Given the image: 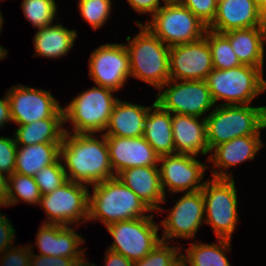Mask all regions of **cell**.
<instances>
[{
  "instance_id": "cell-15",
  "label": "cell",
  "mask_w": 266,
  "mask_h": 266,
  "mask_svg": "<svg viewBox=\"0 0 266 266\" xmlns=\"http://www.w3.org/2000/svg\"><path fill=\"white\" fill-rule=\"evenodd\" d=\"M205 221L204 199L202 191L185 192L171 208L167 218L160 223L163 233L162 241L171 243L169 239H193Z\"/></svg>"
},
{
  "instance_id": "cell-8",
  "label": "cell",
  "mask_w": 266,
  "mask_h": 266,
  "mask_svg": "<svg viewBox=\"0 0 266 266\" xmlns=\"http://www.w3.org/2000/svg\"><path fill=\"white\" fill-rule=\"evenodd\" d=\"M142 25L168 47L194 42L207 30V26L181 3H164L152 19Z\"/></svg>"
},
{
  "instance_id": "cell-2",
  "label": "cell",
  "mask_w": 266,
  "mask_h": 266,
  "mask_svg": "<svg viewBox=\"0 0 266 266\" xmlns=\"http://www.w3.org/2000/svg\"><path fill=\"white\" fill-rule=\"evenodd\" d=\"M89 192L88 219L110 224L148 217L152 210L117 177L97 183Z\"/></svg>"
},
{
  "instance_id": "cell-26",
  "label": "cell",
  "mask_w": 266,
  "mask_h": 266,
  "mask_svg": "<svg viewBox=\"0 0 266 266\" xmlns=\"http://www.w3.org/2000/svg\"><path fill=\"white\" fill-rule=\"evenodd\" d=\"M78 34L60 24H51L40 28L34 35V55L46 58H61L66 56L74 46Z\"/></svg>"
},
{
  "instance_id": "cell-13",
  "label": "cell",
  "mask_w": 266,
  "mask_h": 266,
  "mask_svg": "<svg viewBox=\"0 0 266 266\" xmlns=\"http://www.w3.org/2000/svg\"><path fill=\"white\" fill-rule=\"evenodd\" d=\"M89 61V76L97 86L117 92L131 76L125 44L107 43L97 47Z\"/></svg>"
},
{
  "instance_id": "cell-14",
  "label": "cell",
  "mask_w": 266,
  "mask_h": 266,
  "mask_svg": "<svg viewBox=\"0 0 266 266\" xmlns=\"http://www.w3.org/2000/svg\"><path fill=\"white\" fill-rule=\"evenodd\" d=\"M196 156L187 154L164 155L159 158L161 186L166 197V190L171 195L180 192H196L203 188L201 183L208 168Z\"/></svg>"
},
{
  "instance_id": "cell-18",
  "label": "cell",
  "mask_w": 266,
  "mask_h": 266,
  "mask_svg": "<svg viewBox=\"0 0 266 266\" xmlns=\"http://www.w3.org/2000/svg\"><path fill=\"white\" fill-rule=\"evenodd\" d=\"M253 27H266V14L253 0H221L217 1L216 16L207 29L226 33Z\"/></svg>"
},
{
  "instance_id": "cell-12",
  "label": "cell",
  "mask_w": 266,
  "mask_h": 266,
  "mask_svg": "<svg viewBox=\"0 0 266 266\" xmlns=\"http://www.w3.org/2000/svg\"><path fill=\"white\" fill-rule=\"evenodd\" d=\"M11 120L17 125L46 118H63V108L48 90L22 84L7 90Z\"/></svg>"
},
{
  "instance_id": "cell-27",
  "label": "cell",
  "mask_w": 266,
  "mask_h": 266,
  "mask_svg": "<svg viewBox=\"0 0 266 266\" xmlns=\"http://www.w3.org/2000/svg\"><path fill=\"white\" fill-rule=\"evenodd\" d=\"M61 143H37L18 146L15 159V173L36 175L43 167L55 163L60 158Z\"/></svg>"
},
{
  "instance_id": "cell-35",
  "label": "cell",
  "mask_w": 266,
  "mask_h": 266,
  "mask_svg": "<svg viewBox=\"0 0 266 266\" xmlns=\"http://www.w3.org/2000/svg\"><path fill=\"white\" fill-rule=\"evenodd\" d=\"M33 177L42 196L53 192L67 181L66 173L60 158L55 163L43 167Z\"/></svg>"
},
{
  "instance_id": "cell-39",
  "label": "cell",
  "mask_w": 266,
  "mask_h": 266,
  "mask_svg": "<svg viewBox=\"0 0 266 266\" xmlns=\"http://www.w3.org/2000/svg\"><path fill=\"white\" fill-rule=\"evenodd\" d=\"M7 219L6 214L3 215L0 211V254L12 247V242L15 241V228Z\"/></svg>"
},
{
  "instance_id": "cell-29",
  "label": "cell",
  "mask_w": 266,
  "mask_h": 266,
  "mask_svg": "<svg viewBox=\"0 0 266 266\" xmlns=\"http://www.w3.org/2000/svg\"><path fill=\"white\" fill-rule=\"evenodd\" d=\"M232 240L217 239L216 243L190 242L186 254H181L184 266H231L226 252L231 251Z\"/></svg>"
},
{
  "instance_id": "cell-28",
  "label": "cell",
  "mask_w": 266,
  "mask_h": 266,
  "mask_svg": "<svg viewBox=\"0 0 266 266\" xmlns=\"http://www.w3.org/2000/svg\"><path fill=\"white\" fill-rule=\"evenodd\" d=\"M14 131L17 146L37 143H62L65 133L63 118H46L30 124L18 125Z\"/></svg>"
},
{
  "instance_id": "cell-48",
  "label": "cell",
  "mask_w": 266,
  "mask_h": 266,
  "mask_svg": "<svg viewBox=\"0 0 266 266\" xmlns=\"http://www.w3.org/2000/svg\"><path fill=\"white\" fill-rule=\"evenodd\" d=\"M182 0H162L163 4L164 3H181Z\"/></svg>"
},
{
  "instance_id": "cell-6",
  "label": "cell",
  "mask_w": 266,
  "mask_h": 266,
  "mask_svg": "<svg viewBox=\"0 0 266 266\" xmlns=\"http://www.w3.org/2000/svg\"><path fill=\"white\" fill-rule=\"evenodd\" d=\"M113 90L94 86L72 98L63 109L64 124L71 122L73 130L65 132L80 134L104 133L118 98Z\"/></svg>"
},
{
  "instance_id": "cell-23",
  "label": "cell",
  "mask_w": 266,
  "mask_h": 266,
  "mask_svg": "<svg viewBox=\"0 0 266 266\" xmlns=\"http://www.w3.org/2000/svg\"><path fill=\"white\" fill-rule=\"evenodd\" d=\"M242 64L260 68L264 65L266 27L242 28L222 33Z\"/></svg>"
},
{
  "instance_id": "cell-4",
  "label": "cell",
  "mask_w": 266,
  "mask_h": 266,
  "mask_svg": "<svg viewBox=\"0 0 266 266\" xmlns=\"http://www.w3.org/2000/svg\"><path fill=\"white\" fill-rule=\"evenodd\" d=\"M138 34L126 37L125 47L129 54L131 77L160 89L170 80L169 49L158 37L153 35L141 22Z\"/></svg>"
},
{
  "instance_id": "cell-41",
  "label": "cell",
  "mask_w": 266,
  "mask_h": 266,
  "mask_svg": "<svg viewBox=\"0 0 266 266\" xmlns=\"http://www.w3.org/2000/svg\"><path fill=\"white\" fill-rule=\"evenodd\" d=\"M129 5L140 15L149 13L153 16L162 6L160 0H127ZM162 1V0H161Z\"/></svg>"
},
{
  "instance_id": "cell-9",
  "label": "cell",
  "mask_w": 266,
  "mask_h": 266,
  "mask_svg": "<svg viewBox=\"0 0 266 266\" xmlns=\"http://www.w3.org/2000/svg\"><path fill=\"white\" fill-rule=\"evenodd\" d=\"M153 218L152 213L148 217L119 221L107 226L113 238V243L107 249L133 262L144 258L162 241L158 236L160 225Z\"/></svg>"
},
{
  "instance_id": "cell-44",
  "label": "cell",
  "mask_w": 266,
  "mask_h": 266,
  "mask_svg": "<svg viewBox=\"0 0 266 266\" xmlns=\"http://www.w3.org/2000/svg\"><path fill=\"white\" fill-rule=\"evenodd\" d=\"M8 207L7 201V178L0 175V208Z\"/></svg>"
},
{
  "instance_id": "cell-37",
  "label": "cell",
  "mask_w": 266,
  "mask_h": 266,
  "mask_svg": "<svg viewBox=\"0 0 266 266\" xmlns=\"http://www.w3.org/2000/svg\"><path fill=\"white\" fill-rule=\"evenodd\" d=\"M181 4L191 10L207 27L216 16L217 0H182Z\"/></svg>"
},
{
  "instance_id": "cell-36",
  "label": "cell",
  "mask_w": 266,
  "mask_h": 266,
  "mask_svg": "<svg viewBox=\"0 0 266 266\" xmlns=\"http://www.w3.org/2000/svg\"><path fill=\"white\" fill-rule=\"evenodd\" d=\"M17 144L14 136H0V175L8 178L15 172Z\"/></svg>"
},
{
  "instance_id": "cell-7",
  "label": "cell",
  "mask_w": 266,
  "mask_h": 266,
  "mask_svg": "<svg viewBox=\"0 0 266 266\" xmlns=\"http://www.w3.org/2000/svg\"><path fill=\"white\" fill-rule=\"evenodd\" d=\"M201 191L204 199V222L212 226L216 239L231 240L239 220L234 178L205 180Z\"/></svg>"
},
{
  "instance_id": "cell-20",
  "label": "cell",
  "mask_w": 266,
  "mask_h": 266,
  "mask_svg": "<svg viewBox=\"0 0 266 266\" xmlns=\"http://www.w3.org/2000/svg\"><path fill=\"white\" fill-rule=\"evenodd\" d=\"M261 135H248L236 137L230 141L216 146L207 162H212V178H233V174L226 172L230 167L237 166L247 160H254L257 152L264 145ZM224 170V171H223Z\"/></svg>"
},
{
  "instance_id": "cell-45",
  "label": "cell",
  "mask_w": 266,
  "mask_h": 266,
  "mask_svg": "<svg viewBox=\"0 0 266 266\" xmlns=\"http://www.w3.org/2000/svg\"><path fill=\"white\" fill-rule=\"evenodd\" d=\"M85 258L86 257L84 256L82 259L75 261L72 264V266H97L96 264L91 265V263L89 261L85 260Z\"/></svg>"
},
{
  "instance_id": "cell-24",
  "label": "cell",
  "mask_w": 266,
  "mask_h": 266,
  "mask_svg": "<svg viewBox=\"0 0 266 266\" xmlns=\"http://www.w3.org/2000/svg\"><path fill=\"white\" fill-rule=\"evenodd\" d=\"M150 107L118 99L103 134L127 138L143 136L144 120Z\"/></svg>"
},
{
  "instance_id": "cell-30",
  "label": "cell",
  "mask_w": 266,
  "mask_h": 266,
  "mask_svg": "<svg viewBox=\"0 0 266 266\" xmlns=\"http://www.w3.org/2000/svg\"><path fill=\"white\" fill-rule=\"evenodd\" d=\"M42 194L33 176L13 173L7 178L8 206L16 205L19 201L39 206Z\"/></svg>"
},
{
  "instance_id": "cell-3",
  "label": "cell",
  "mask_w": 266,
  "mask_h": 266,
  "mask_svg": "<svg viewBox=\"0 0 266 266\" xmlns=\"http://www.w3.org/2000/svg\"><path fill=\"white\" fill-rule=\"evenodd\" d=\"M209 113L205 120L210 152L236 137L261 135L266 128V106L218 104Z\"/></svg>"
},
{
  "instance_id": "cell-42",
  "label": "cell",
  "mask_w": 266,
  "mask_h": 266,
  "mask_svg": "<svg viewBox=\"0 0 266 266\" xmlns=\"http://www.w3.org/2000/svg\"><path fill=\"white\" fill-rule=\"evenodd\" d=\"M105 265L104 266H134V262L127 259L123 255L106 249L105 251Z\"/></svg>"
},
{
  "instance_id": "cell-31",
  "label": "cell",
  "mask_w": 266,
  "mask_h": 266,
  "mask_svg": "<svg viewBox=\"0 0 266 266\" xmlns=\"http://www.w3.org/2000/svg\"><path fill=\"white\" fill-rule=\"evenodd\" d=\"M211 50L213 69H230L242 65L234 53L230 41L222 34L206 30L204 35Z\"/></svg>"
},
{
  "instance_id": "cell-17",
  "label": "cell",
  "mask_w": 266,
  "mask_h": 266,
  "mask_svg": "<svg viewBox=\"0 0 266 266\" xmlns=\"http://www.w3.org/2000/svg\"><path fill=\"white\" fill-rule=\"evenodd\" d=\"M105 137L109 148L110 164L115 176L129 168L158 166L160 156L143 136Z\"/></svg>"
},
{
  "instance_id": "cell-40",
  "label": "cell",
  "mask_w": 266,
  "mask_h": 266,
  "mask_svg": "<svg viewBox=\"0 0 266 266\" xmlns=\"http://www.w3.org/2000/svg\"><path fill=\"white\" fill-rule=\"evenodd\" d=\"M32 251L29 266H72L76 259L65 258L61 256H46L41 254H33Z\"/></svg>"
},
{
  "instance_id": "cell-46",
  "label": "cell",
  "mask_w": 266,
  "mask_h": 266,
  "mask_svg": "<svg viewBox=\"0 0 266 266\" xmlns=\"http://www.w3.org/2000/svg\"><path fill=\"white\" fill-rule=\"evenodd\" d=\"M253 1L266 14V0H253Z\"/></svg>"
},
{
  "instance_id": "cell-16",
  "label": "cell",
  "mask_w": 266,
  "mask_h": 266,
  "mask_svg": "<svg viewBox=\"0 0 266 266\" xmlns=\"http://www.w3.org/2000/svg\"><path fill=\"white\" fill-rule=\"evenodd\" d=\"M212 70L211 50L205 36L170 47V80H205Z\"/></svg>"
},
{
  "instance_id": "cell-47",
  "label": "cell",
  "mask_w": 266,
  "mask_h": 266,
  "mask_svg": "<svg viewBox=\"0 0 266 266\" xmlns=\"http://www.w3.org/2000/svg\"><path fill=\"white\" fill-rule=\"evenodd\" d=\"M7 49H5L4 47H2L0 45V60L4 59L5 57H7L8 53H7Z\"/></svg>"
},
{
  "instance_id": "cell-25",
  "label": "cell",
  "mask_w": 266,
  "mask_h": 266,
  "mask_svg": "<svg viewBox=\"0 0 266 266\" xmlns=\"http://www.w3.org/2000/svg\"><path fill=\"white\" fill-rule=\"evenodd\" d=\"M143 137L161 157L176 154L172 132V113L156 101L149 108L143 125Z\"/></svg>"
},
{
  "instance_id": "cell-49",
  "label": "cell",
  "mask_w": 266,
  "mask_h": 266,
  "mask_svg": "<svg viewBox=\"0 0 266 266\" xmlns=\"http://www.w3.org/2000/svg\"><path fill=\"white\" fill-rule=\"evenodd\" d=\"M3 1V0H2ZM3 22H4V19H3V16H2V14H1V12H0V33H1V31H2V25H3Z\"/></svg>"
},
{
  "instance_id": "cell-10",
  "label": "cell",
  "mask_w": 266,
  "mask_h": 266,
  "mask_svg": "<svg viewBox=\"0 0 266 266\" xmlns=\"http://www.w3.org/2000/svg\"><path fill=\"white\" fill-rule=\"evenodd\" d=\"M155 101L172 114L200 118L216 107L205 80H169L161 86Z\"/></svg>"
},
{
  "instance_id": "cell-32",
  "label": "cell",
  "mask_w": 266,
  "mask_h": 266,
  "mask_svg": "<svg viewBox=\"0 0 266 266\" xmlns=\"http://www.w3.org/2000/svg\"><path fill=\"white\" fill-rule=\"evenodd\" d=\"M21 8L25 18L38 29L53 24L57 13L55 0H23Z\"/></svg>"
},
{
  "instance_id": "cell-22",
  "label": "cell",
  "mask_w": 266,
  "mask_h": 266,
  "mask_svg": "<svg viewBox=\"0 0 266 266\" xmlns=\"http://www.w3.org/2000/svg\"><path fill=\"white\" fill-rule=\"evenodd\" d=\"M172 132L176 154L198 156L210 152L205 118L172 114Z\"/></svg>"
},
{
  "instance_id": "cell-19",
  "label": "cell",
  "mask_w": 266,
  "mask_h": 266,
  "mask_svg": "<svg viewBox=\"0 0 266 266\" xmlns=\"http://www.w3.org/2000/svg\"><path fill=\"white\" fill-rule=\"evenodd\" d=\"M74 227L43 223L36 234V246L39 254L46 256H61L65 258L82 259L85 250L82 244L85 238L76 233Z\"/></svg>"
},
{
  "instance_id": "cell-11",
  "label": "cell",
  "mask_w": 266,
  "mask_h": 266,
  "mask_svg": "<svg viewBox=\"0 0 266 266\" xmlns=\"http://www.w3.org/2000/svg\"><path fill=\"white\" fill-rule=\"evenodd\" d=\"M89 188L67 180L53 192L43 195L39 205L44 209V223L69 226L82 224L88 219ZM84 220H82V219ZM82 222H79V221Z\"/></svg>"
},
{
  "instance_id": "cell-38",
  "label": "cell",
  "mask_w": 266,
  "mask_h": 266,
  "mask_svg": "<svg viewBox=\"0 0 266 266\" xmlns=\"http://www.w3.org/2000/svg\"><path fill=\"white\" fill-rule=\"evenodd\" d=\"M12 246L2 253L0 259L1 266H29L32 254V245ZM21 247V248H20ZM32 248V249H31Z\"/></svg>"
},
{
  "instance_id": "cell-34",
  "label": "cell",
  "mask_w": 266,
  "mask_h": 266,
  "mask_svg": "<svg viewBox=\"0 0 266 266\" xmlns=\"http://www.w3.org/2000/svg\"><path fill=\"white\" fill-rule=\"evenodd\" d=\"M78 3L81 17L94 30L106 23L112 9L111 0H79Z\"/></svg>"
},
{
  "instance_id": "cell-21",
  "label": "cell",
  "mask_w": 266,
  "mask_h": 266,
  "mask_svg": "<svg viewBox=\"0 0 266 266\" xmlns=\"http://www.w3.org/2000/svg\"><path fill=\"white\" fill-rule=\"evenodd\" d=\"M116 177L130 188L151 210L163 211L167 202L161 186L158 166H139L119 172Z\"/></svg>"
},
{
  "instance_id": "cell-5",
  "label": "cell",
  "mask_w": 266,
  "mask_h": 266,
  "mask_svg": "<svg viewBox=\"0 0 266 266\" xmlns=\"http://www.w3.org/2000/svg\"><path fill=\"white\" fill-rule=\"evenodd\" d=\"M264 71L250 65L242 64L230 69H213L205 81L216 104L249 105L254 98L266 91Z\"/></svg>"
},
{
  "instance_id": "cell-1",
  "label": "cell",
  "mask_w": 266,
  "mask_h": 266,
  "mask_svg": "<svg viewBox=\"0 0 266 266\" xmlns=\"http://www.w3.org/2000/svg\"><path fill=\"white\" fill-rule=\"evenodd\" d=\"M65 132L60 159L67 180L93 186L115 176L105 135Z\"/></svg>"
},
{
  "instance_id": "cell-33",
  "label": "cell",
  "mask_w": 266,
  "mask_h": 266,
  "mask_svg": "<svg viewBox=\"0 0 266 266\" xmlns=\"http://www.w3.org/2000/svg\"><path fill=\"white\" fill-rule=\"evenodd\" d=\"M172 245L169 242L161 241L141 260L135 261L134 266H178L181 261L182 246Z\"/></svg>"
},
{
  "instance_id": "cell-43",
  "label": "cell",
  "mask_w": 266,
  "mask_h": 266,
  "mask_svg": "<svg viewBox=\"0 0 266 266\" xmlns=\"http://www.w3.org/2000/svg\"><path fill=\"white\" fill-rule=\"evenodd\" d=\"M12 122L10 115V105L7 97V93L4 98H0V129L4 128V125Z\"/></svg>"
}]
</instances>
